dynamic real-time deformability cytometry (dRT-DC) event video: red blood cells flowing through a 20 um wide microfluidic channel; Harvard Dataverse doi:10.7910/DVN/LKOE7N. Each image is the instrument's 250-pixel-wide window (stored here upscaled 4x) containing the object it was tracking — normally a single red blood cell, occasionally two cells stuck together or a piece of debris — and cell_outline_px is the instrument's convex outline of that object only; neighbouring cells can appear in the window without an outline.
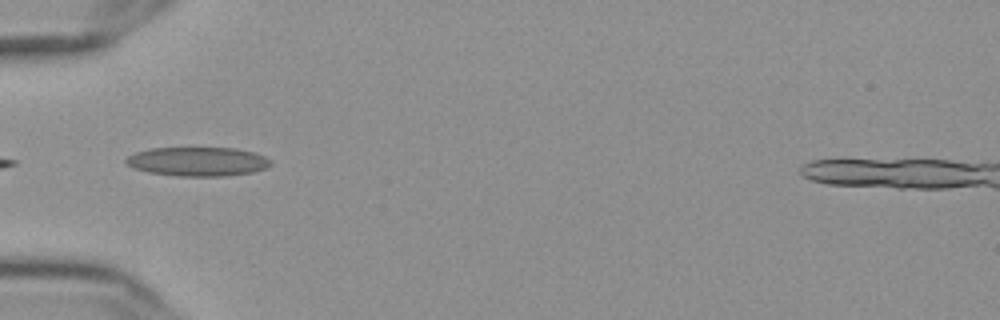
{"species": "Egyptian fruit bat (a non-hibernating species)", "species_latin": "Rousettus aegyptiacus", "temperature_condition": "cold", "stored_images_in_passage": 25, "camera_frame_rate_fps": 3000, "um_per_image_px": 0.085, "frame": {"image": 1, "passage_image": 1, "time_ms": 0.0, "image_size_px": [1000, 320], "cell_outline_px": [[272, 164], [264, 168], [252, 172], [224, 176], [180, 176], [148, 172], [124, 164], [124, 160], [128, 156], [136, 152], [152, 148], [236, 148], [252, 152], [264, 156], [272, 160]], "centroid_in_image_um": [16.8, 13.73], "position_along_channel_um": 68.2, "area_um2": 24.39}}
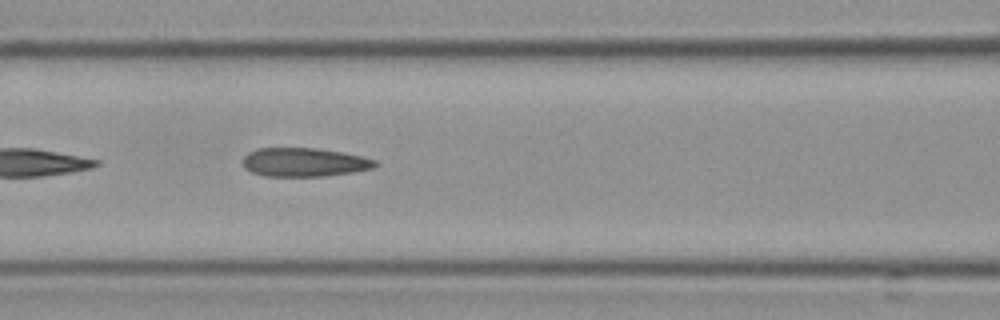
{"frame": {"image": 2, "passage_image": 7, "time_ms": 2.0, "image_size_px": [1000, 320], "cell_outline_px": [[380, 164], [372, 168], [352, 172], [324, 176], [264, 176], [252, 172], [244, 168], [240, 164], [240, 160], [248, 152], [256, 148], [316, 148], [340, 152], [360, 156], [376, 160]], "centroid_in_image_um": [25.79, 13.79], "position_along_channel_um": 140.8, "area_um2": 22.31}}
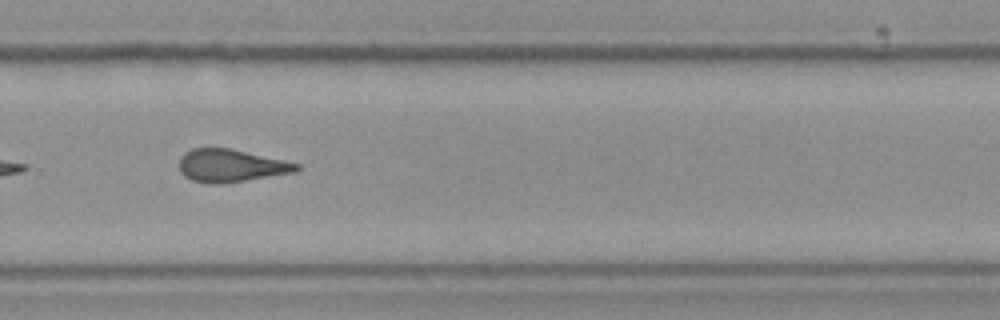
{"frame": {"image": 3, "passage_image": 21, "time_ms": 6.667, "image_size_px": [1000, 320], "cell_outline_px": [[300, 168], [296, 172], [220, 184], [208, 184], [192, 180], [184, 176], [180, 172], [180, 156], [184, 152], [192, 148], [232, 148], [284, 160], [300, 164]], "centroid_in_image_um": [19.61, 14.07], "position_along_channel_um": 310.2, "area_um2": 22.48}}